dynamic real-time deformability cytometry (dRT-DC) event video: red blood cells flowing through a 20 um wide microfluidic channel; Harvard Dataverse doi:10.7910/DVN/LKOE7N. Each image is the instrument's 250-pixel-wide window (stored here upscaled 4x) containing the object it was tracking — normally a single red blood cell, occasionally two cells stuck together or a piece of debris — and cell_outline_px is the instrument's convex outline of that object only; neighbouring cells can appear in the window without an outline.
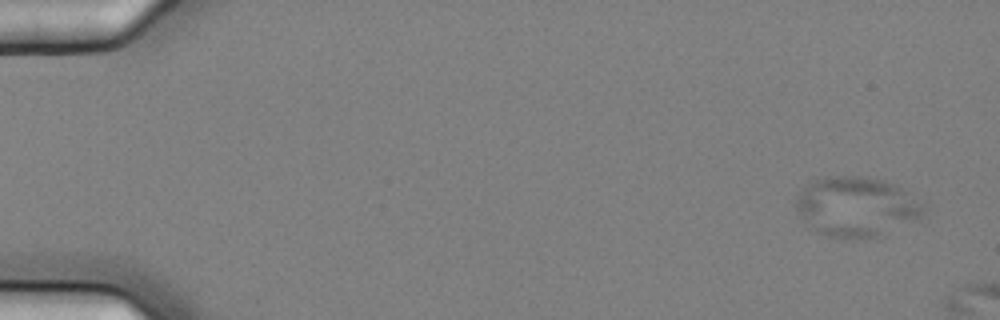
{"species": "common noctule bat (a hibernating species)", "species_latin": "Nyctalus noctula", "temperature_condition": "cold", "stored_images_in_passage": 5, "camera_frame_rate_fps": 3000, "um_per_image_px": 0.085, "animal": {"sex": "female", "body_mass_g": 25.1}, "frame": {"image": 1, "passage_image": 1, "time_ms": 0.0, "image_size_px": [1000, 320], "cell_outline_px": [[924, 212], [920, 216], [880, 236], [828, 236], [812, 228], [796, 208], [796, 196], [800, 188], [824, 176], [860, 176], [884, 180], [896, 184], [920, 204], [924, 208]], "centroid_in_image_um": [72.74, 17.52], "position_along_channel_um": 12.3, "area_um2": 43.06}}